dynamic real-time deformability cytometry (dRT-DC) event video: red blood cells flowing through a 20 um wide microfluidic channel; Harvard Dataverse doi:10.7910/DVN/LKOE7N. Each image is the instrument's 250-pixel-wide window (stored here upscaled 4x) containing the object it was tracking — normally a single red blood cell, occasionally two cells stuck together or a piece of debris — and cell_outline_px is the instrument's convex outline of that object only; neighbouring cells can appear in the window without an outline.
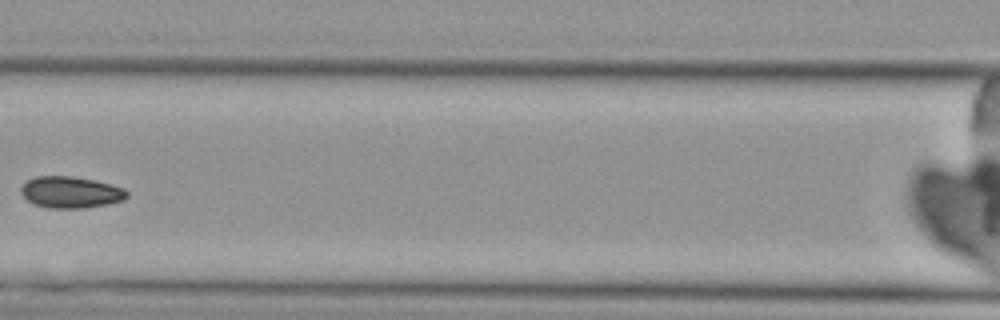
{"species": "Egyptian fruit bat (a non-hibernating species)", "species_latin": "Rousettus aegyptiacus", "temperature_condition": "cold", "stored_images_in_passage": 4, "camera_frame_rate_fps": 3000, "um_per_image_px": 0.085, "animal": {"sex": "female"}, "frame": {"image": 1, "passage_image": 4, "time_ms": 3.667, "image_size_px": [1000, 320], "cell_outline_px": [[128, 196], [124, 200], [108, 204], [84, 208], [48, 208], [36, 204], [28, 200], [20, 192], [20, 188], [28, 180], [36, 176], [72, 176], [96, 180], [112, 184], [124, 188], [128, 192]], "centroid_in_image_um": [6.05, 16.33], "position_along_channel_um": 160.6, "area_um2": 19.54}}